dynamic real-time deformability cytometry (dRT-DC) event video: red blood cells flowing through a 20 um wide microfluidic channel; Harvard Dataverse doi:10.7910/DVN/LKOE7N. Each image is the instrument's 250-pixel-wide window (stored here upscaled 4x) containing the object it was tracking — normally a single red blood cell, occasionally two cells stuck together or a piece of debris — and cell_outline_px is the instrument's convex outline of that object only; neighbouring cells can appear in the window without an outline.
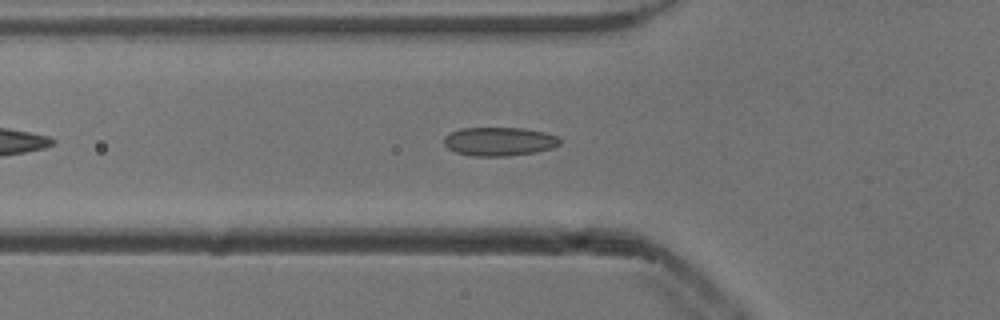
{"species": "common noctule bat (a hibernating species)", "species_latin": "Nyctalus noctula", "temperature_condition": "cold", "stored_images_in_passage": 37, "camera_frame_rate_fps": 3000, "um_per_image_px": 0.085, "animal": {"sex": "male", "body_mass_g": 13.3}, "frame": {"image": 1, "passage_image": 8, "time_ms": 2.333, "image_size_px": [1000, 320], "cell_outline_px": [[560, 144], [552, 148], [536, 152], [508, 156], [472, 156], [456, 152], [448, 148], [444, 144], [444, 136], [448, 132], [460, 128], [524, 128], [544, 132], [556, 136], [560, 140]], "centroid_in_image_um": [42.4, 12.02], "position_along_channel_um": 83.4, "area_um2": 19.48}}
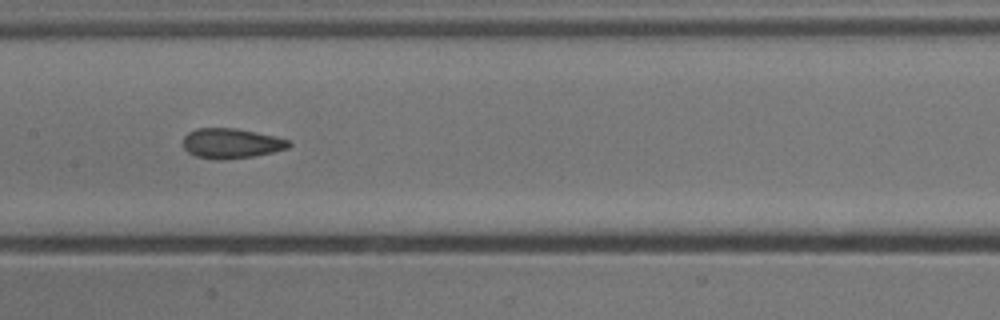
{"frame": {"image": 2, "passage_image": 16, "time_ms": 5.0, "image_size_px": [1000, 320], "cell_outline_px": [[292, 144], [288, 148], [256, 156], [224, 160], [212, 160], [196, 156], [188, 152], [184, 148], [184, 136], [188, 132], [196, 128], [236, 128], [272, 136], [288, 140]], "centroid_in_image_um": [19.63, 12.2], "position_along_channel_um": 187.8, "area_um2": 18.5}}
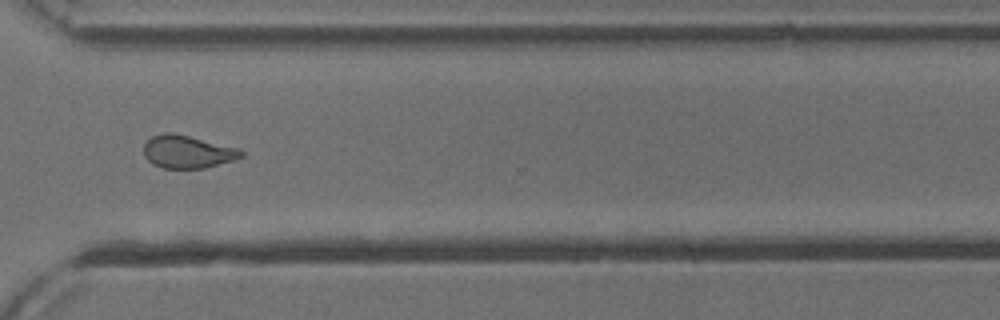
{"frame": {"image": 3, "passage_image": 29, "time_ms": 9.333, "image_size_px": [1000, 320], "cell_outline_px": [[244, 156], [232, 160], [204, 168], [164, 168], [152, 164], [144, 156], [144, 144], [152, 136], [164, 132], [172, 132], [240, 148], [244, 152]], "centroid_in_image_um": [15.93, 12.89], "position_along_channel_um": 354.7, "area_um2": 18.61}, "authors_computed_cell_mechanics": {"area_um2": 18.785, "velocity_mm_per_s": 3.87, "shape_relaxation_time_tau1_ms": null, "shape_relaxation_time_tau2_ms": 1.7232, "deformation_change_tau1": null, "deformation_change_tau2": 0.0651}}